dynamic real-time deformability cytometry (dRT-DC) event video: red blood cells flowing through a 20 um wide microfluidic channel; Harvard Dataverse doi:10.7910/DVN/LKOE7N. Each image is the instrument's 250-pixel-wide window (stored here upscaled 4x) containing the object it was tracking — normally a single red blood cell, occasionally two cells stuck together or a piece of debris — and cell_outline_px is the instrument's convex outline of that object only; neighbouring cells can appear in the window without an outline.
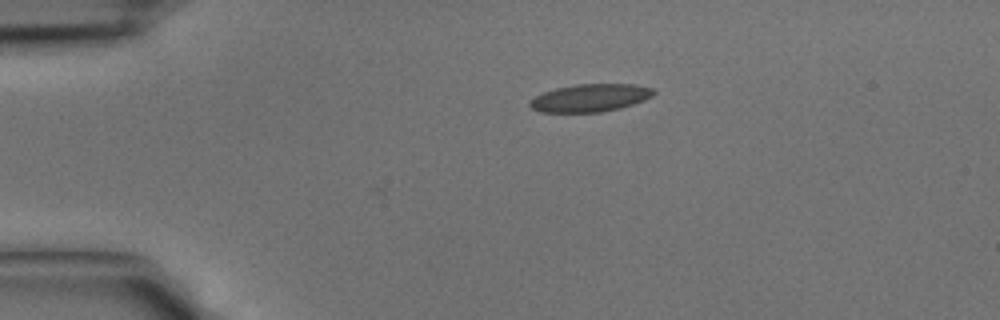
{"species": "common noctule bat (a hibernating species)", "species_latin": "Nyctalus noctula", "temperature_condition": "cold", "stored_images_in_passage": 23, "camera_frame_rate_fps": 3000, "um_per_image_px": 0.085, "animal": {"sex": "male", "body_mass_g": 15.6}, "frame": {"image": 1, "passage_image": 1, "time_ms": 0.0, "image_size_px": [1000, 320], "cell_outline_px": [[656, 92], [652, 96], [644, 100], [620, 108], [600, 112], [540, 112], [532, 108], [528, 104], [528, 100], [544, 92], [556, 88], [576, 84], [636, 84], [652, 88]], "centroid_in_image_um": [50.16, 8.31], "position_along_channel_um": 34.8, "area_um2": 20.0}}
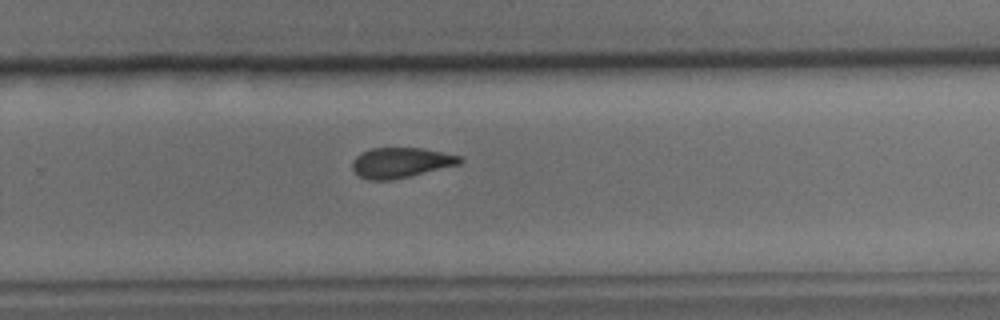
{"frame": {"image": 2, "passage_image": 20, "time_ms": 6.333, "image_size_px": [1000, 320], "cell_outline_px": [[464, 160], [460, 164], [392, 180], [368, 180], [360, 176], [352, 168], [352, 160], [356, 156], [372, 148], [424, 148], [460, 156]], "centroid_in_image_um": [34.07, 13.82], "position_along_channel_um": 295.7, "area_um2": 18.79}}
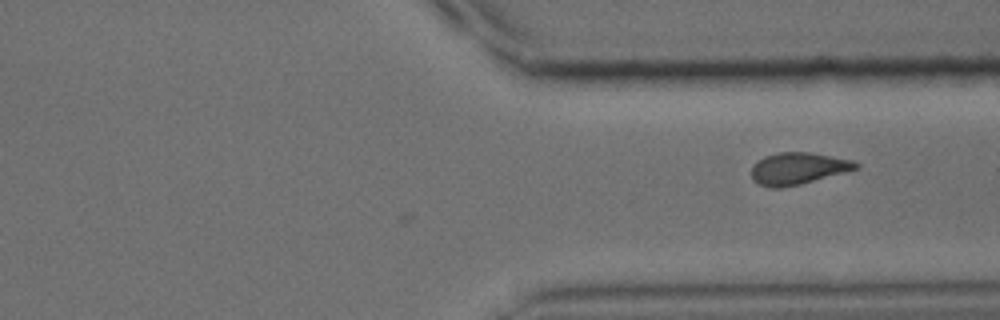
{"frame": {"image": 3, "passage_image": 23, "time_ms": 7.333, "image_size_px": [1000, 320], "cell_outline_px": [[860, 168], [800, 184], [784, 188], [772, 188], [760, 184], [752, 180], [752, 164], [764, 156], [780, 152], [808, 152], [852, 160], [860, 164]], "centroid_in_image_um": [67.81, 14.32], "position_along_channel_um": 343.6, "area_um2": 19.36}}